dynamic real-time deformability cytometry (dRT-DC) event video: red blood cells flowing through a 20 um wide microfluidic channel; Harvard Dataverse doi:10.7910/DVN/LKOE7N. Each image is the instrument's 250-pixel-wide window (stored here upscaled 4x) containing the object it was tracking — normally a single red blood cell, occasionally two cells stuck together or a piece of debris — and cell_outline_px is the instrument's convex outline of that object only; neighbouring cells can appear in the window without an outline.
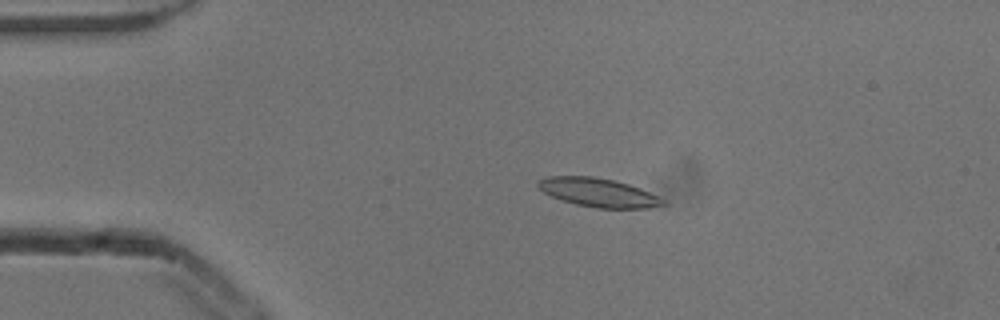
{"species": "common noctule bat (a hibernating species)", "species_latin": "Nyctalus noctula", "temperature_condition": "cold", "stored_images_in_passage": 44, "camera_frame_rate_fps": 3000, "um_per_image_px": 0.085, "animal": {"sex": "male", "body_mass_g": 13.3}, "frame": {"image": 1, "passage_image": 2, "time_ms": 0.333, "image_size_px": [1000, 320], "cell_outline_px": [[668, 204], [648, 208], [600, 208], [576, 204], [560, 200], [544, 192], [536, 184], [536, 180], [548, 176], [592, 176], [612, 180], [628, 184], [640, 188], [664, 200]], "centroid_in_image_um": [50.83, 16.36], "position_along_channel_um": 34.2, "area_um2": 20.75}}
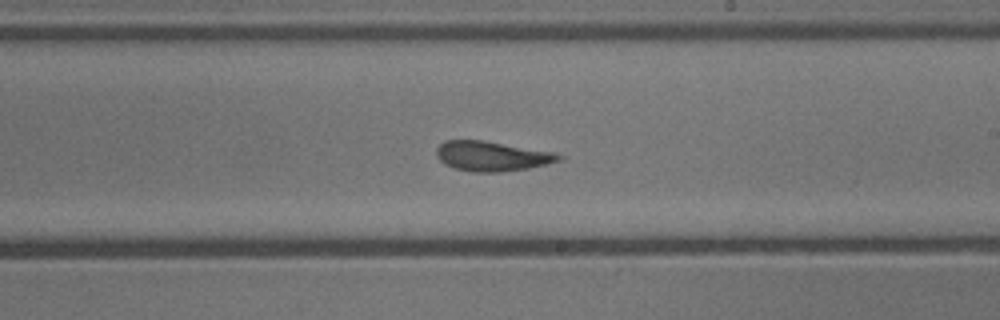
{"frame": {"image": 2, "passage_image": 22, "time_ms": 7.0, "image_size_px": [1000, 320], "cell_outline_px": [[564, 160], [528, 168], [500, 172], [472, 172], [456, 168], [444, 164], [436, 156], [436, 148], [444, 140], [484, 140], [552, 152], [564, 156]], "centroid_in_image_um": [41.8, 13.27], "position_along_channel_um": 247.2, "area_um2": 21.27}}
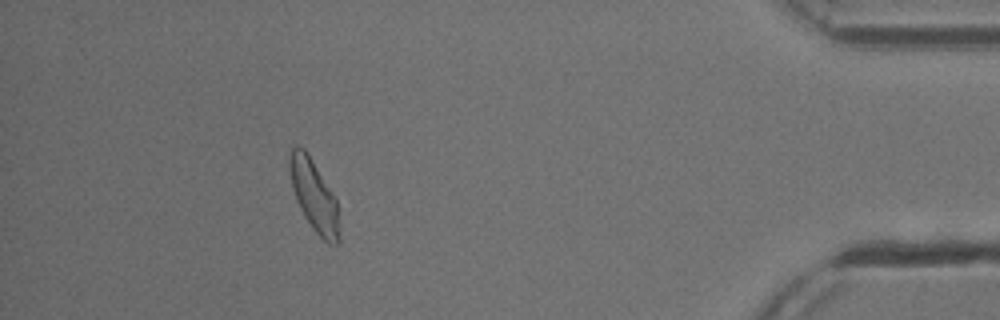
{"frame": {"image": 3, "passage_image": 39, "time_ms": 12.667, "image_size_px": [1000, 320], "cell_outline_px": [[340, 240], [336, 244], [328, 244], [312, 228], [304, 216], [296, 200], [292, 188], [288, 164], [288, 156], [292, 148], [296, 144], [304, 148], [336, 200], [340, 236]], "centroid_in_image_um": [26.66, 16.64], "position_along_channel_um": 408.5, "area_um2": 20.35}, "authors_computed_cell_mechanics": {"area_um2": 20.7502, "velocity_mm_per_s": 3.8541, "shape_relaxation_time_tau1_ms": null, "shape_relaxation_time_tau2_ms": 2.4761, "deformation_change_tau1": null, "deformation_change_tau2": 0.1038}}